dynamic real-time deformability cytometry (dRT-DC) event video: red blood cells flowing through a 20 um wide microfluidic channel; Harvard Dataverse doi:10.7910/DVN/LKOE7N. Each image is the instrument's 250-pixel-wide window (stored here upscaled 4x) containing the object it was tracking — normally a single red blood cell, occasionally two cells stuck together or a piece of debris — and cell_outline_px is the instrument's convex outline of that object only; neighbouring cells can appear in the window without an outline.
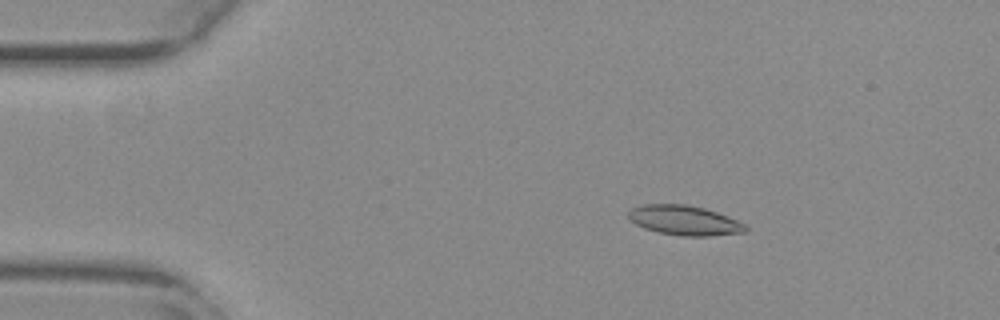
{"species": "common noctule bat (a hibernating species)", "species_latin": "Nyctalus noctula", "temperature_condition": "warm", "stored_images_in_passage": 22, "camera_frame_rate_fps": 3000, "um_per_image_px": 0.085, "animal": {"sex": "female", "body_mass_g": 29.2, "forearm_length_mm": 56.3}, "frame": {"image": 1, "passage_image": 10, "time_ms": 3.0, "image_size_px": [1000, 320], "cell_outline_px": [[748, 228], [744, 232], [712, 236], [680, 236], [656, 232], [644, 228], [628, 220], [628, 212], [632, 208], [644, 204], [684, 204], [704, 208], [728, 216], [744, 224]], "centroid_in_image_um": [58.14, 18.74], "position_along_channel_um": 26.9, "area_um2": 20.35}}
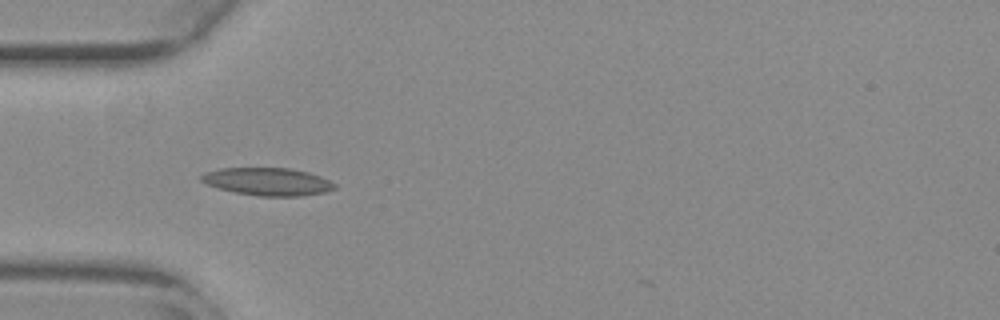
{"frame": {"image": 2, "passage_image": 18, "time_ms": 5.667, "image_size_px": [1000, 320], "cell_outline_px": [[336, 188], [324, 192], [300, 196], [260, 196], [236, 192], [220, 188], [208, 184], [200, 180], [200, 176], [208, 172], [220, 168], [288, 168], [308, 172], [320, 176], [336, 184]], "centroid_in_image_um": [22.78, 15.43], "position_along_channel_um": 62.2, "area_um2": 21.21}}
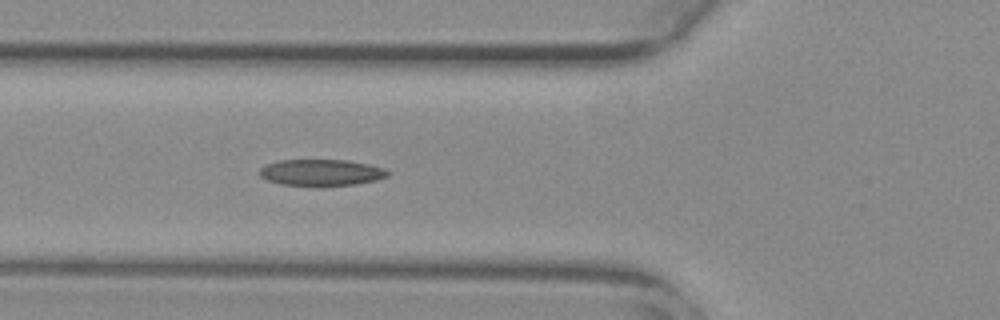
{"frame": {"image": 3, "passage_image": 21, "time_ms": 6.667, "image_size_px": [1000, 320], "cell_outline_px": [[392, 172], [388, 176], [376, 180], [356, 184], [280, 184], [268, 180], [260, 176], [260, 168], [264, 164], [280, 160], [348, 160], [368, 164], [384, 168]], "centroid_in_image_um": [27.33, 14.63], "position_along_channel_um": 98.5, "area_um2": 19.31}}